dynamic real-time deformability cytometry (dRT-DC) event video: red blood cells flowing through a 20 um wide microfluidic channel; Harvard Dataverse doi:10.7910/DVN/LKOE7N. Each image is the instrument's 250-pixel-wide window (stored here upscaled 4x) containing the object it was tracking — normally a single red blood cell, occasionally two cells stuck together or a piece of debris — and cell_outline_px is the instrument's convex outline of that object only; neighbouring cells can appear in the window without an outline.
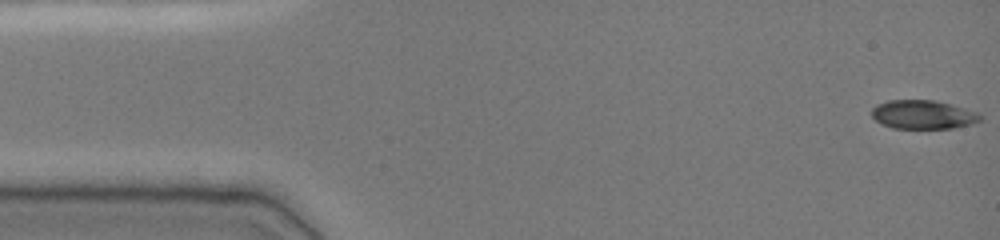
{"species": "common noctule bat (a hibernating species)", "species_latin": "Nyctalus noctula", "temperature_condition": "cold", "stored_images_in_passage": 49, "camera_frame_rate_fps": 3000, "um_per_image_px": 0.085, "animal": {"sex": "female", "body_mass_g": 19.0, "forearm_length_mm": 51.5}, "frame": {"image": 1, "passage_image": 1, "time_ms": 0.0, "image_size_px": [1000, 240], "cell_outline_px": [[984, 116], [980, 120], [972, 124], [952, 128], [892, 128], [876, 120], [872, 116], [872, 108], [876, 104], [888, 100], [936, 100], [952, 104], [976, 112]], "centroid_in_image_um": [78.47, 9.73], "position_along_channel_um": 6.5, "area_um2": 18.21}}
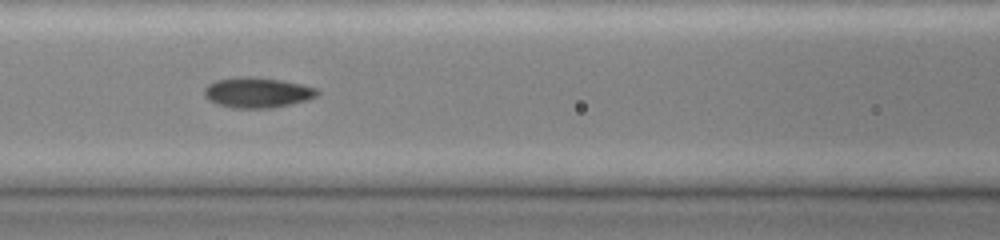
{"frame": {"image": 2, "passage_image": 21, "time_ms": 6.667, "image_size_px": [1000, 240], "cell_outline_px": [[320, 92], [316, 96], [292, 104], [272, 108], [232, 108], [216, 104], [208, 100], [204, 96], [204, 88], [208, 84], [216, 80], [240, 76], [252, 76], [280, 80], [300, 84], [316, 88]], "centroid_in_image_um": [21.82, 7.87], "position_along_channel_um": 144.8, "area_um2": 20.06}}
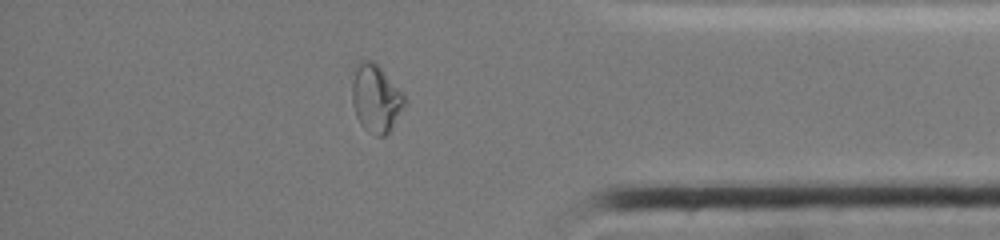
{"frame": {"image": 3, "passage_image": 42, "time_ms": 13.667, "image_size_px": [1000, 240], "cell_outline_px": [[408, 104], [392, 128], [384, 136], [376, 136], [368, 132], [360, 124], [356, 116], [352, 104], [352, 68], [360, 60], [372, 60], [404, 92], [408, 100]], "centroid_in_image_um": [31.97, 8.36], "position_along_channel_um": 403.2, "area_um2": 21.44}, "authors_computed_cell_mechanics": {"area_um2": 19.074, "velocity_mm_per_s": 3.8539, "shape_relaxation_time_tau1_ms": null, "shape_relaxation_time_tau2_ms": 1.3117, "deformation_change_tau1": null, "deformation_change_tau2": 0.038}}